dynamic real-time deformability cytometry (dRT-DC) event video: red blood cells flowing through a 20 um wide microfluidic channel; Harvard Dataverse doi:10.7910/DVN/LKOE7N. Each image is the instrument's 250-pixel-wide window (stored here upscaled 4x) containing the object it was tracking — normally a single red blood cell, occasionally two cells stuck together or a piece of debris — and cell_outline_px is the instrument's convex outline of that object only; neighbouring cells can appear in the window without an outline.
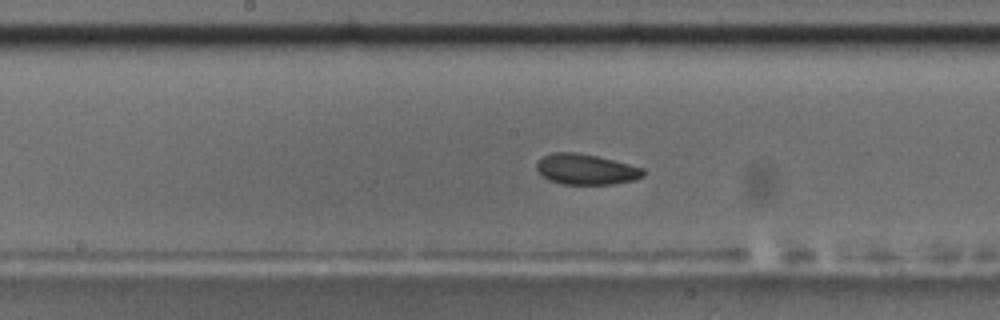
{"species": "common noctule bat (a hibernating species)", "species_latin": "Nyctalus noctula", "temperature_condition": "room temperature", "stored_images_in_passage": 40, "camera_frame_rate_fps": 3000, "um_per_image_px": 0.085, "animal": {"sex": "male", "body_mass_g": 17.5, "forearm_length_mm": 52.3}, "frame": {"image": 1, "passage_image": 14, "time_ms": 4.333, "image_size_px": [1000, 320], "cell_outline_px": [[644, 176], [632, 180], [612, 184], [564, 184], [548, 180], [540, 176], [536, 168], [536, 164], [544, 156], [552, 152], [576, 152], [596, 156], [644, 168]], "centroid_in_image_um": [49.77, 14.39], "position_along_channel_um": 198.4, "area_um2": 18.9}, "authors_computed_cell_mechanics": {"area_um2": 19.4786, "velocity_mm_per_s": 3.6746, "shape_relaxation_time_tau1_ms": 3.2833, "shape_relaxation_time_tau2_ms": 3.3387, "deformation_change_tau1": 0.0587, "deformation_change_tau2": 0.0715}}